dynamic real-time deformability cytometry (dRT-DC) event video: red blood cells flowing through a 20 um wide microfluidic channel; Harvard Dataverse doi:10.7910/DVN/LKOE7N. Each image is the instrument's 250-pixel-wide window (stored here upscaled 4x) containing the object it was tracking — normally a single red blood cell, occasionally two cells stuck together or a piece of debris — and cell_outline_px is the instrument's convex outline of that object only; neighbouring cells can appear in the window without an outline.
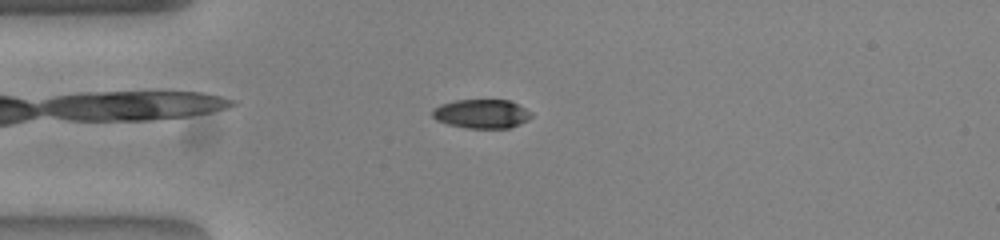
{"species": "common noctule bat (a hibernating species)", "species_latin": "Nyctalus noctula", "temperature_condition": "warm", "stored_images_in_passage": 48, "camera_frame_rate_fps": 3000, "um_per_image_px": 0.085, "animal": {"sex": "female", "body_mass_g": 23.0, "forearm_length_mm": 53.4}, "frame": {"image": 1, "passage_image": 9, "time_ms": 2.667, "image_size_px": [1000, 240], "cell_outline_px": [[532, 116], [528, 120], [520, 124], [508, 128], [464, 128], [448, 124], [436, 120], [432, 116], [432, 108], [440, 104], [456, 100], [508, 100], [532, 112]], "centroid_in_image_um": [40.91, 9.68], "position_along_channel_um": 44.1, "area_um2": 16.76}}
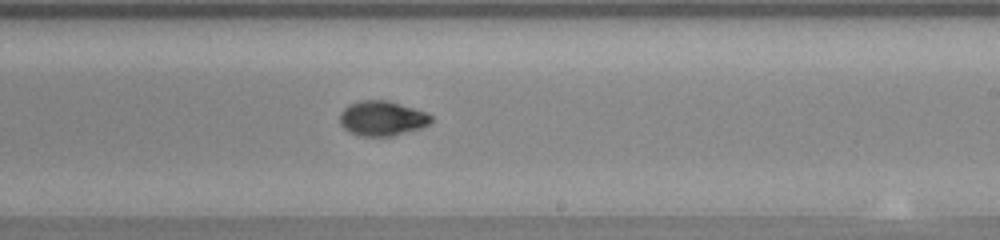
{"frame": {"image": 2, "passage_image": 27, "time_ms": 8.667, "image_size_px": [1000, 240], "cell_outline_px": [[432, 120], [428, 124], [420, 128], [392, 136], [360, 136], [348, 132], [340, 124], [340, 112], [348, 104], [360, 100], [388, 100], [424, 112], [432, 116]], "centroid_in_image_um": [32.43, 10.06], "position_along_channel_um": 256.6, "area_um2": 18.5}}
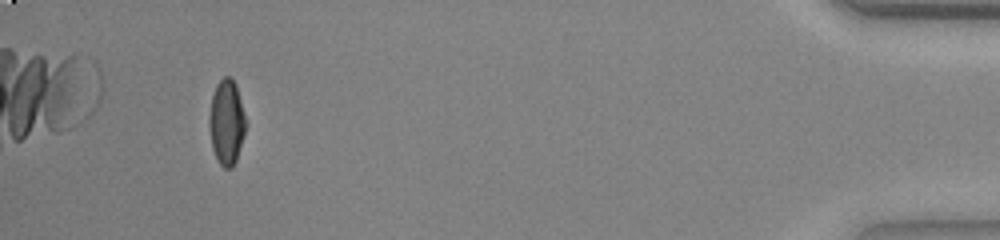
{"frame": {"image": 3, "passage_image": 45, "time_ms": 14.667, "image_size_px": [1000, 240], "cell_outline_px": [[244, 136], [236, 160], [232, 168], [224, 168], [220, 164], [212, 148], [208, 124], [208, 120], [212, 96], [216, 84], [224, 76], [232, 76], [236, 84], [244, 112]], "centroid_in_image_um": [19.24, 10.36], "position_along_channel_um": 416.0, "area_um2": 18.03}, "authors_computed_cell_mechanics": {"area_um2": 18.207, "velocity_mm_per_s": 3.8662, "shape_relaxation_time_tau1_ms": 3.4729, "shape_relaxation_time_tau2_ms": 3.8096, "deformation_change_tau1": 0.2014, "deformation_change_tau2": 0.0537}}